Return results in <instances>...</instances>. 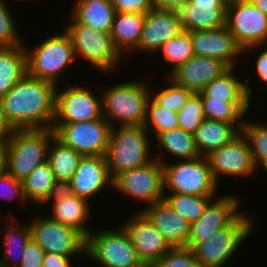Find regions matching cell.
Listing matches in <instances>:
<instances>
[{
    "label": "cell",
    "instance_id": "obj_43",
    "mask_svg": "<svg viewBox=\"0 0 267 267\" xmlns=\"http://www.w3.org/2000/svg\"><path fill=\"white\" fill-rule=\"evenodd\" d=\"M0 190L3 192H0V197L3 199L12 200L17 197L22 203L27 201L23 192L22 181L17 180L9 173L0 177Z\"/></svg>",
    "mask_w": 267,
    "mask_h": 267
},
{
    "label": "cell",
    "instance_id": "obj_52",
    "mask_svg": "<svg viewBox=\"0 0 267 267\" xmlns=\"http://www.w3.org/2000/svg\"><path fill=\"white\" fill-rule=\"evenodd\" d=\"M220 1L223 3V5L225 7H227L229 5L236 4V3L240 2V1H243V0H220Z\"/></svg>",
    "mask_w": 267,
    "mask_h": 267
},
{
    "label": "cell",
    "instance_id": "obj_3",
    "mask_svg": "<svg viewBox=\"0 0 267 267\" xmlns=\"http://www.w3.org/2000/svg\"><path fill=\"white\" fill-rule=\"evenodd\" d=\"M54 137L53 128L13 130L7 140V173L24 181L38 165L47 161Z\"/></svg>",
    "mask_w": 267,
    "mask_h": 267
},
{
    "label": "cell",
    "instance_id": "obj_6",
    "mask_svg": "<svg viewBox=\"0 0 267 267\" xmlns=\"http://www.w3.org/2000/svg\"><path fill=\"white\" fill-rule=\"evenodd\" d=\"M90 232L85 255L101 267H145L124 228Z\"/></svg>",
    "mask_w": 267,
    "mask_h": 267
},
{
    "label": "cell",
    "instance_id": "obj_36",
    "mask_svg": "<svg viewBox=\"0 0 267 267\" xmlns=\"http://www.w3.org/2000/svg\"><path fill=\"white\" fill-rule=\"evenodd\" d=\"M241 132L247 138L256 169L262 166L267 173V123L243 121Z\"/></svg>",
    "mask_w": 267,
    "mask_h": 267
},
{
    "label": "cell",
    "instance_id": "obj_34",
    "mask_svg": "<svg viewBox=\"0 0 267 267\" xmlns=\"http://www.w3.org/2000/svg\"><path fill=\"white\" fill-rule=\"evenodd\" d=\"M158 143L171 156L181 160H192L200 157L194 142L192 133L186 132L180 127L160 133L157 137Z\"/></svg>",
    "mask_w": 267,
    "mask_h": 267
},
{
    "label": "cell",
    "instance_id": "obj_28",
    "mask_svg": "<svg viewBox=\"0 0 267 267\" xmlns=\"http://www.w3.org/2000/svg\"><path fill=\"white\" fill-rule=\"evenodd\" d=\"M230 67L221 76L213 79L201 91L206 97L224 100L225 102H250L252 89L245 84Z\"/></svg>",
    "mask_w": 267,
    "mask_h": 267
},
{
    "label": "cell",
    "instance_id": "obj_18",
    "mask_svg": "<svg viewBox=\"0 0 267 267\" xmlns=\"http://www.w3.org/2000/svg\"><path fill=\"white\" fill-rule=\"evenodd\" d=\"M191 43L194 56H205L222 60L235 68L236 58L243 52L233 34L226 26L213 30L192 31Z\"/></svg>",
    "mask_w": 267,
    "mask_h": 267
},
{
    "label": "cell",
    "instance_id": "obj_15",
    "mask_svg": "<svg viewBox=\"0 0 267 267\" xmlns=\"http://www.w3.org/2000/svg\"><path fill=\"white\" fill-rule=\"evenodd\" d=\"M101 100L81 86H70L62 91L56 88L53 123L85 122L102 118Z\"/></svg>",
    "mask_w": 267,
    "mask_h": 267
},
{
    "label": "cell",
    "instance_id": "obj_16",
    "mask_svg": "<svg viewBox=\"0 0 267 267\" xmlns=\"http://www.w3.org/2000/svg\"><path fill=\"white\" fill-rule=\"evenodd\" d=\"M217 186L220 176L249 177L256 167L247 138L241 132L230 143L206 156Z\"/></svg>",
    "mask_w": 267,
    "mask_h": 267
},
{
    "label": "cell",
    "instance_id": "obj_35",
    "mask_svg": "<svg viewBox=\"0 0 267 267\" xmlns=\"http://www.w3.org/2000/svg\"><path fill=\"white\" fill-rule=\"evenodd\" d=\"M215 196H198L192 194L171 193L164 195L167 204L189 224L197 221Z\"/></svg>",
    "mask_w": 267,
    "mask_h": 267
},
{
    "label": "cell",
    "instance_id": "obj_12",
    "mask_svg": "<svg viewBox=\"0 0 267 267\" xmlns=\"http://www.w3.org/2000/svg\"><path fill=\"white\" fill-rule=\"evenodd\" d=\"M162 160L155 157L143 166L116 176L112 187L127 196L146 202V206L163 200L165 192Z\"/></svg>",
    "mask_w": 267,
    "mask_h": 267
},
{
    "label": "cell",
    "instance_id": "obj_1",
    "mask_svg": "<svg viewBox=\"0 0 267 267\" xmlns=\"http://www.w3.org/2000/svg\"><path fill=\"white\" fill-rule=\"evenodd\" d=\"M56 88L52 82L26 74L0 97L3 116L12 130L52 128Z\"/></svg>",
    "mask_w": 267,
    "mask_h": 267
},
{
    "label": "cell",
    "instance_id": "obj_31",
    "mask_svg": "<svg viewBox=\"0 0 267 267\" xmlns=\"http://www.w3.org/2000/svg\"><path fill=\"white\" fill-rule=\"evenodd\" d=\"M82 155L64 145L56 137L50 143L47 161L60 187H65L74 175Z\"/></svg>",
    "mask_w": 267,
    "mask_h": 267
},
{
    "label": "cell",
    "instance_id": "obj_41",
    "mask_svg": "<svg viewBox=\"0 0 267 267\" xmlns=\"http://www.w3.org/2000/svg\"><path fill=\"white\" fill-rule=\"evenodd\" d=\"M151 267H199L194 251L187 247L171 248Z\"/></svg>",
    "mask_w": 267,
    "mask_h": 267
},
{
    "label": "cell",
    "instance_id": "obj_25",
    "mask_svg": "<svg viewBox=\"0 0 267 267\" xmlns=\"http://www.w3.org/2000/svg\"><path fill=\"white\" fill-rule=\"evenodd\" d=\"M116 10L110 0H77L72 22L110 34Z\"/></svg>",
    "mask_w": 267,
    "mask_h": 267
},
{
    "label": "cell",
    "instance_id": "obj_38",
    "mask_svg": "<svg viewBox=\"0 0 267 267\" xmlns=\"http://www.w3.org/2000/svg\"><path fill=\"white\" fill-rule=\"evenodd\" d=\"M143 126L147 130L151 128L152 134L157 137L160 133L178 128V116L177 113L158 105L150 96L147 102L146 118Z\"/></svg>",
    "mask_w": 267,
    "mask_h": 267
},
{
    "label": "cell",
    "instance_id": "obj_51",
    "mask_svg": "<svg viewBox=\"0 0 267 267\" xmlns=\"http://www.w3.org/2000/svg\"><path fill=\"white\" fill-rule=\"evenodd\" d=\"M249 1L267 16V0H249Z\"/></svg>",
    "mask_w": 267,
    "mask_h": 267
},
{
    "label": "cell",
    "instance_id": "obj_47",
    "mask_svg": "<svg viewBox=\"0 0 267 267\" xmlns=\"http://www.w3.org/2000/svg\"><path fill=\"white\" fill-rule=\"evenodd\" d=\"M187 0H153L154 7L161 10L178 12Z\"/></svg>",
    "mask_w": 267,
    "mask_h": 267
},
{
    "label": "cell",
    "instance_id": "obj_8",
    "mask_svg": "<svg viewBox=\"0 0 267 267\" xmlns=\"http://www.w3.org/2000/svg\"><path fill=\"white\" fill-rule=\"evenodd\" d=\"M253 224V220L242 213L230 226L198 243L192 250L199 267H222L249 237Z\"/></svg>",
    "mask_w": 267,
    "mask_h": 267
},
{
    "label": "cell",
    "instance_id": "obj_42",
    "mask_svg": "<svg viewBox=\"0 0 267 267\" xmlns=\"http://www.w3.org/2000/svg\"><path fill=\"white\" fill-rule=\"evenodd\" d=\"M4 0H0V47H13L24 45L18 37L13 16Z\"/></svg>",
    "mask_w": 267,
    "mask_h": 267
},
{
    "label": "cell",
    "instance_id": "obj_4",
    "mask_svg": "<svg viewBox=\"0 0 267 267\" xmlns=\"http://www.w3.org/2000/svg\"><path fill=\"white\" fill-rule=\"evenodd\" d=\"M150 91L147 83L133 80L107 88L100 97L103 117L112 127L114 120L121 126L143 125Z\"/></svg>",
    "mask_w": 267,
    "mask_h": 267
},
{
    "label": "cell",
    "instance_id": "obj_37",
    "mask_svg": "<svg viewBox=\"0 0 267 267\" xmlns=\"http://www.w3.org/2000/svg\"><path fill=\"white\" fill-rule=\"evenodd\" d=\"M158 51L163 52V60L166 63L172 64L171 69L173 72L180 65L194 56L191 43V32L186 30L182 31L175 38H172L163 44Z\"/></svg>",
    "mask_w": 267,
    "mask_h": 267
},
{
    "label": "cell",
    "instance_id": "obj_14",
    "mask_svg": "<svg viewBox=\"0 0 267 267\" xmlns=\"http://www.w3.org/2000/svg\"><path fill=\"white\" fill-rule=\"evenodd\" d=\"M239 203L237 195H224L212 199L202 216L190 224L186 247L193 249L218 230L230 226L242 214L238 210Z\"/></svg>",
    "mask_w": 267,
    "mask_h": 267
},
{
    "label": "cell",
    "instance_id": "obj_29",
    "mask_svg": "<svg viewBox=\"0 0 267 267\" xmlns=\"http://www.w3.org/2000/svg\"><path fill=\"white\" fill-rule=\"evenodd\" d=\"M22 184L26 200L39 206L44 205L60 188L48 161L38 165Z\"/></svg>",
    "mask_w": 267,
    "mask_h": 267
},
{
    "label": "cell",
    "instance_id": "obj_40",
    "mask_svg": "<svg viewBox=\"0 0 267 267\" xmlns=\"http://www.w3.org/2000/svg\"><path fill=\"white\" fill-rule=\"evenodd\" d=\"M169 85L151 98L160 106L167 108L169 111L177 113L189 97L192 91L176 84L169 77Z\"/></svg>",
    "mask_w": 267,
    "mask_h": 267
},
{
    "label": "cell",
    "instance_id": "obj_44",
    "mask_svg": "<svg viewBox=\"0 0 267 267\" xmlns=\"http://www.w3.org/2000/svg\"><path fill=\"white\" fill-rule=\"evenodd\" d=\"M116 12L148 13L153 7V0H110Z\"/></svg>",
    "mask_w": 267,
    "mask_h": 267
},
{
    "label": "cell",
    "instance_id": "obj_21",
    "mask_svg": "<svg viewBox=\"0 0 267 267\" xmlns=\"http://www.w3.org/2000/svg\"><path fill=\"white\" fill-rule=\"evenodd\" d=\"M229 68L222 60L193 56L170 72L169 78L179 86L193 93H199L208 83L221 76Z\"/></svg>",
    "mask_w": 267,
    "mask_h": 267
},
{
    "label": "cell",
    "instance_id": "obj_26",
    "mask_svg": "<svg viewBox=\"0 0 267 267\" xmlns=\"http://www.w3.org/2000/svg\"><path fill=\"white\" fill-rule=\"evenodd\" d=\"M241 131L232 123L204 119L193 133L196 149L201 157L230 143Z\"/></svg>",
    "mask_w": 267,
    "mask_h": 267
},
{
    "label": "cell",
    "instance_id": "obj_24",
    "mask_svg": "<svg viewBox=\"0 0 267 267\" xmlns=\"http://www.w3.org/2000/svg\"><path fill=\"white\" fill-rule=\"evenodd\" d=\"M141 212L159 230L172 247H186L190 224L163 199L146 206Z\"/></svg>",
    "mask_w": 267,
    "mask_h": 267
},
{
    "label": "cell",
    "instance_id": "obj_32",
    "mask_svg": "<svg viewBox=\"0 0 267 267\" xmlns=\"http://www.w3.org/2000/svg\"><path fill=\"white\" fill-rule=\"evenodd\" d=\"M198 94L201 97L205 119L232 123L240 131L242 130L243 116L249 113L250 102H225L206 97L202 92Z\"/></svg>",
    "mask_w": 267,
    "mask_h": 267
},
{
    "label": "cell",
    "instance_id": "obj_22",
    "mask_svg": "<svg viewBox=\"0 0 267 267\" xmlns=\"http://www.w3.org/2000/svg\"><path fill=\"white\" fill-rule=\"evenodd\" d=\"M53 201L50 219L78 231L85 239L92 229L85 225L89 218V202L87 199L73 194L66 186L60 187L54 195L46 201Z\"/></svg>",
    "mask_w": 267,
    "mask_h": 267
},
{
    "label": "cell",
    "instance_id": "obj_17",
    "mask_svg": "<svg viewBox=\"0 0 267 267\" xmlns=\"http://www.w3.org/2000/svg\"><path fill=\"white\" fill-rule=\"evenodd\" d=\"M131 218L121 226L129 235L139 260L145 267H151L172 247L141 211Z\"/></svg>",
    "mask_w": 267,
    "mask_h": 267
},
{
    "label": "cell",
    "instance_id": "obj_19",
    "mask_svg": "<svg viewBox=\"0 0 267 267\" xmlns=\"http://www.w3.org/2000/svg\"><path fill=\"white\" fill-rule=\"evenodd\" d=\"M106 156H82L77 169L66 187L75 195L89 201L102 192L105 186H112Z\"/></svg>",
    "mask_w": 267,
    "mask_h": 267
},
{
    "label": "cell",
    "instance_id": "obj_7",
    "mask_svg": "<svg viewBox=\"0 0 267 267\" xmlns=\"http://www.w3.org/2000/svg\"><path fill=\"white\" fill-rule=\"evenodd\" d=\"M164 192L216 196L219 188L214 181L206 157L182 160L174 163L163 162ZM167 187V189H166Z\"/></svg>",
    "mask_w": 267,
    "mask_h": 267
},
{
    "label": "cell",
    "instance_id": "obj_33",
    "mask_svg": "<svg viewBox=\"0 0 267 267\" xmlns=\"http://www.w3.org/2000/svg\"><path fill=\"white\" fill-rule=\"evenodd\" d=\"M16 222H8L3 230L4 255L0 256V267H18L22 260L27 243L31 239L29 224L15 226ZM13 264V265H12Z\"/></svg>",
    "mask_w": 267,
    "mask_h": 267
},
{
    "label": "cell",
    "instance_id": "obj_27",
    "mask_svg": "<svg viewBox=\"0 0 267 267\" xmlns=\"http://www.w3.org/2000/svg\"><path fill=\"white\" fill-rule=\"evenodd\" d=\"M145 16L144 13L116 12L110 35L121 55L139 46Z\"/></svg>",
    "mask_w": 267,
    "mask_h": 267
},
{
    "label": "cell",
    "instance_id": "obj_30",
    "mask_svg": "<svg viewBox=\"0 0 267 267\" xmlns=\"http://www.w3.org/2000/svg\"><path fill=\"white\" fill-rule=\"evenodd\" d=\"M27 74L25 44L0 47V97Z\"/></svg>",
    "mask_w": 267,
    "mask_h": 267
},
{
    "label": "cell",
    "instance_id": "obj_13",
    "mask_svg": "<svg viewBox=\"0 0 267 267\" xmlns=\"http://www.w3.org/2000/svg\"><path fill=\"white\" fill-rule=\"evenodd\" d=\"M31 239L45 253H57L73 257L85 255L86 239L75 229L65 226L49 217L34 219L29 222Z\"/></svg>",
    "mask_w": 267,
    "mask_h": 267
},
{
    "label": "cell",
    "instance_id": "obj_49",
    "mask_svg": "<svg viewBox=\"0 0 267 267\" xmlns=\"http://www.w3.org/2000/svg\"><path fill=\"white\" fill-rule=\"evenodd\" d=\"M12 128L7 124L3 116V110L0 99V141H7L11 136Z\"/></svg>",
    "mask_w": 267,
    "mask_h": 267
},
{
    "label": "cell",
    "instance_id": "obj_46",
    "mask_svg": "<svg viewBox=\"0 0 267 267\" xmlns=\"http://www.w3.org/2000/svg\"><path fill=\"white\" fill-rule=\"evenodd\" d=\"M71 257L57 253H45L42 267H71Z\"/></svg>",
    "mask_w": 267,
    "mask_h": 267
},
{
    "label": "cell",
    "instance_id": "obj_45",
    "mask_svg": "<svg viewBox=\"0 0 267 267\" xmlns=\"http://www.w3.org/2000/svg\"><path fill=\"white\" fill-rule=\"evenodd\" d=\"M44 250L32 239L27 243L18 267H42Z\"/></svg>",
    "mask_w": 267,
    "mask_h": 267
},
{
    "label": "cell",
    "instance_id": "obj_23",
    "mask_svg": "<svg viewBox=\"0 0 267 267\" xmlns=\"http://www.w3.org/2000/svg\"><path fill=\"white\" fill-rule=\"evenodd\" d=\"M178 15L186 31L213 30L225 26L226 7L220 0H187Z\"/></svg>",
    "mask_w": 267,
    "mask_h": 267
},
{
    "label": "cell",
    "instance_id": "obj_10",
    "mask_svg": "<svg viewBox=\"0 0 267 267\" xmlns=\"http://www.w3.org/2000/svg\"><path fill=\"white\" fill-rule=\"evenodd\" d=\"M64 29L72 40L76 57H84L104 74L110 70L113 72L122 55L115 48L110 34L82 24H68Z\"/></svg>",
    "mask_w": 267,
    "mask_h": 267
},
{
    "label": "cell",
    "instance_id": "obj_5",
    "mask_svg": "<svg viewBox=\"0 0 267 267\" xmlns=\"http://www.w3.org/2000/svg\"><path fill=\"white\" fill-rule=\"evenodd\" d=\"M25 46L27 74L54 83L76 59L72 40L68 33L55 34L42 41L32 51ZM64 71V72H63Z\"/></svg>",
    "mask_w": 267,
    "mask_h": 267
},
{
    "label": "cell",
    "instance_id": "obj_2",
    "mask_svg": "<svg viewBox=\"0 0 267 267\" xmlns=\"http://www.w3.org/2000/svg\"><path fill=\"white\" fill-rule=\"evenodd\" d=\"M111 128L107 152L108 168L111 179L143 166L154 158L150 156V141L143 125H128Z\"/></svg>",
    "mask_w": 267,
    "mask_h": 267
},
{
    "label": "cell",
    "instance_id": "obj_48",
    "mask_svg": "<svg viewBox=\"0 0 267 267\" xmlns=\"http://www.w3.org/2000/svg\"><path fill=\"white\" fill-rule=\"evenodd\" d=\"M255 67L260 80L267 84V49L258 55Z\"/></svg>",
    "mask_w": 267,
    "mask_h": 267
},
{
    "label": "cell",
    "instance_id": "obj_50",
    "mask_svg": "<svg viewBox=\"0 0 267 267\" xmlns=\"http://www.w3.org/2000/svg\"><path fill=\"white\" fill-rule=\"evenodd\" d=\"M7 173V141H0V177Z\"/></svg>",
    "mask_w": 267,
    "mask_h": 267
},
{
    "label": "cell",
    "instance_id": "obj_39",
    "mask_svg": "<svg viewBox=\"0 0 267 267\" xmlns=\"http://www.w3.org/2000/svg\"><path fill=\"white\" fill-rule=\"evenodd\" d=\"M177 116L179 127L193 134L205 119L200 95L193 93L177 112Z\"/></svg>",
    "mask_w": 267,
    "mask_h": 267
},
{
    "label": "cell",
    "instance_id": "obj_9",
    "mask_svg": "<svg viewBox=\"0 0 267 267\" xmlns=\"http://www.w3.org/2000/svg\"><path fill=\"white\" fill-rule=\"evenodd\" d=\"M55 137L82 156H106L111 124L104 118L85 122L53 123Z\"/></svg>",
    "mask_w": 267,
    "mask_h": 267
},
{
    "label": "cell",
    "instance_id": "obj_20",
    "mask_svg": "<svg viewBox=\"0 0 267 267\" xmlns=\"http://www.w3.org/2000/svg\"><path fill=\"white\" fill-rule=\"evenodd\" d=\"M184 31L178 12L153 7L145 16L136 51H158L163 44ZM138 49V50H137Z\"/></svg>",
    "mask_w": 267,
    "mask_h": 267
},
{
    "label": "cell",
    "instance_id": "obj_11",
    "mask_svg": "<svg viewBox=\"0 0 267 267\" xmlns=\"http://www.w3.org/2000/svg\"><path fill=\"white\" fill-rule=\"evenodd\" d=\"M225 26L245 53L266 46L267 16L249 0L226 7Z\"/></svg>",
    "mask_w": 267,
    "mask_h": 267
}]
</instances>
